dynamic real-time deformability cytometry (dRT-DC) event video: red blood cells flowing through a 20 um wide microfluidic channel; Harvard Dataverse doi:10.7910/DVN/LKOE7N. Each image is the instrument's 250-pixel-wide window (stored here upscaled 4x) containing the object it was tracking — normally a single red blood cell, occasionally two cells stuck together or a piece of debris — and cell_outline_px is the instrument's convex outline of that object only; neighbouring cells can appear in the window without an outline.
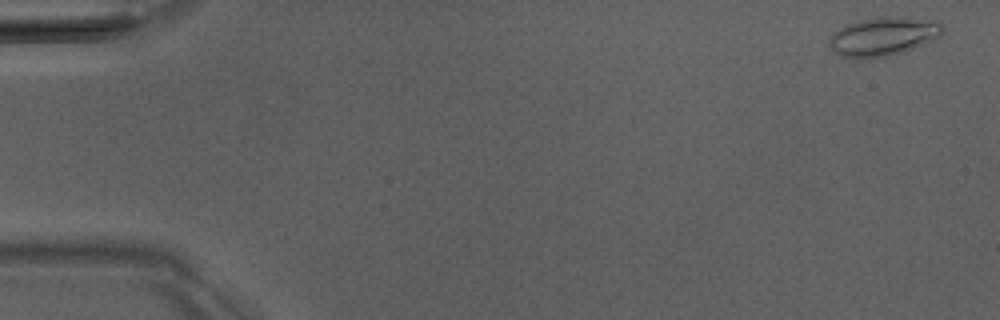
{"species": "Egyptian fruit bat (a non-hibernating species)", "species_latin": "Rousettus aegyptiacus", "temperature_condition": "room temperature", "stored_images_in_passage": 5, "camera_frame_rate_fps": 3000, "um_per_image_px": 0.085, "animal": {"sex": "male"}, "frame": {"image": 1, "passage_image": 1, "time_ms": 0.0, "image_size_px": [1000, 320], "cell_outline_px": [[944, 32], [936, 40], [904, 52], [884, 56], [860, 60], [840, 56], [828, 44], [828, 40], [840, 28], [848, 24], [860, 20], [880, 16], [908, 16], [940, 20], [944, 28]], "centroid_in_image_um": [75.17, 3.08], "position_along_channel_um": 9.8, "area_um2": 26.24}}